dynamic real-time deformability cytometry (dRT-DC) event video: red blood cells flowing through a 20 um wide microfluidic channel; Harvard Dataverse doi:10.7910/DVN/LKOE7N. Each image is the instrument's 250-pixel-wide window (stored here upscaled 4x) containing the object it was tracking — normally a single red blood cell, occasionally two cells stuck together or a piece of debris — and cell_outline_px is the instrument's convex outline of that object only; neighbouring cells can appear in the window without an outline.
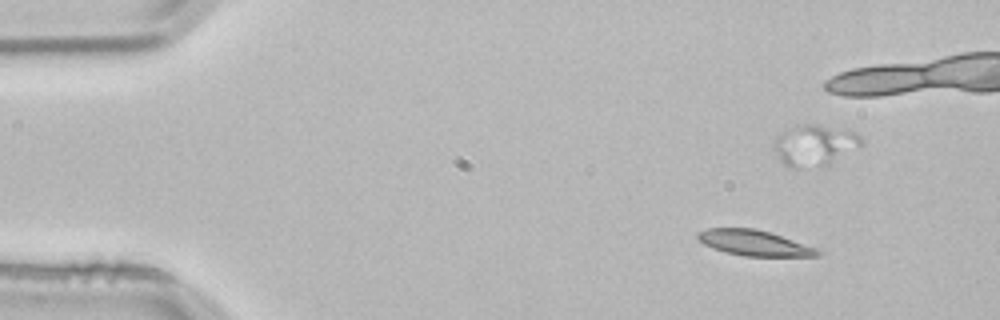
{"species": "common noctule bat (a hibernating species)", "species_latin": "Nyctalus noctula", "temperature_condition": "room temperature", "stored_images_in_passage": 4, "camera_frame_rate_fps": 3000, "um_per_image_px": 0.085, "animal": {"sex": "male", "body_mass_g": 21.5, "forearm_length_mm": 52.0}, "frame": {"image": 1, "passage_image": 1, "time_ms": 0.0, "image_size_px": [1000, 320], "cell_outline_px": [[824, 252], [820, 256], [744, 256], [724, 252], [712, 248], [704, 244], [696, 236], [696, 232], [708, 228], [756, 228], [772, 232], [816, 248]], "centroid_in_image_um": [64.12, 20.64], "position_along_channel_um": 20.9, "area_um2": 18.03}}